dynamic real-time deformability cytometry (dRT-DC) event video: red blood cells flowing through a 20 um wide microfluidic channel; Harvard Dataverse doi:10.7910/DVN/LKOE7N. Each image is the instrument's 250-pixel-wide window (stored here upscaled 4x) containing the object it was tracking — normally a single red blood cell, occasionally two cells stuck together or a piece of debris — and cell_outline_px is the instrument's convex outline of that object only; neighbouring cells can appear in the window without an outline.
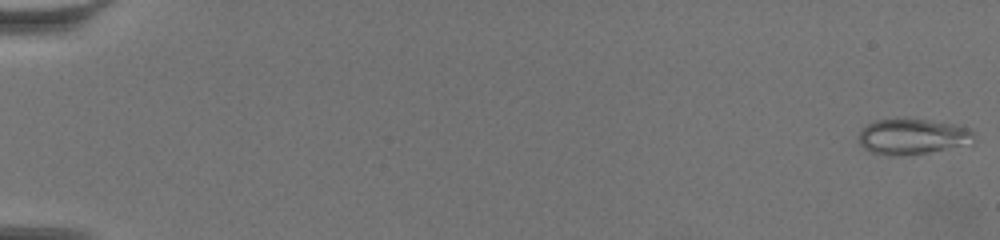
{"species": "common noctule bat (a hibernating species)", "species_latin": "Nyctalus noctula", "temperature_condition": "warm", "stored_images_in_passage": 63, "camera_frame_rate_fps": 3000, "um_per_image_px": 0.085, "animal": {"sex": "female", "body_mass_g": 19.5, "forearm_length_mm": 54.1}, "frame": {"image": 1, "passage_image": 1, "time_ms": 0.0, "image_size_px": [1000, 240], "cell_outline_px": [[972, 144], [924, 152], [888, 156], [872, 152], [864, 148], [860, 144], [860, 132], [868, 124], [876, 120], [928, 120], [952, 124], [964, 128], [972, 132]], "centroid_in_image_um": [77.53, 11.62], "position_along_channel_um": 7.5, "area_um2": 22.95}}
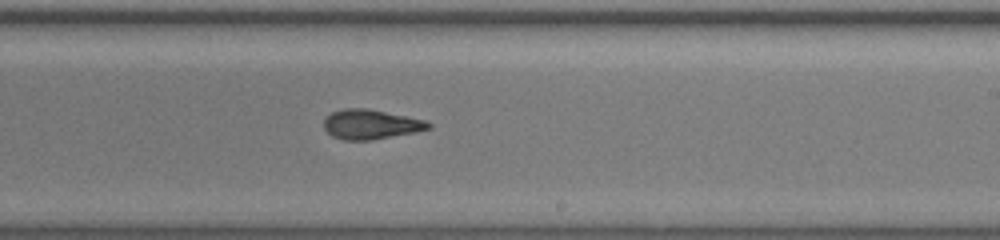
{"frame": {"image": 2, "passage_image": 40, "time_ms": 13.0, "image_size_px": [1000, 240], "cell_outline_px": [[432, 128], [416, 132], [372, 140], [344, 140], [332, 136], [324, 128], [324, 120], [332, 112], [344, 108], [368, 108], [424, 120], [432, 124]], "centroid_in_image_um": [31.52, 10.57], "position_along_channel_um": 257.5, "area_um2": 18.03}}
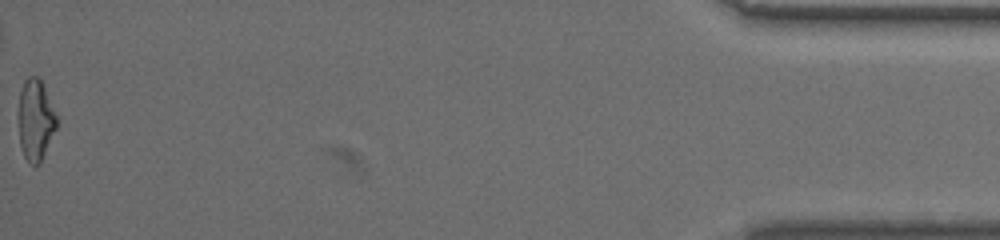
{"frame": {"image": 3, "passage_image": 63, "time_ms": 20.667, "image_size_px": [1000, 240], "cell_outline_px": [[56, 128], [40, 164], [28, 164], [24, 156], [20, 144], [20, 92], [24, 80], [28, 76], [36, 76], [40, 80], [44, 88], [56, 116]], "centroid_in_image_um": [3.02, 10.23], "position_along_channel_um": 432.2, "area_um2": 17.4}, "authors_computed_cell_mechanics": {"area_um2": 18.2648, "velocity_mm_per_s": 3.4405, "shape_relaxation_time_tau1_ms": 7.3438, "shape_relaxation_time_tau2_ms": 2.0614, "deformation_change_tau1": 0.219, "deformation_change_tau2": 0.1}}